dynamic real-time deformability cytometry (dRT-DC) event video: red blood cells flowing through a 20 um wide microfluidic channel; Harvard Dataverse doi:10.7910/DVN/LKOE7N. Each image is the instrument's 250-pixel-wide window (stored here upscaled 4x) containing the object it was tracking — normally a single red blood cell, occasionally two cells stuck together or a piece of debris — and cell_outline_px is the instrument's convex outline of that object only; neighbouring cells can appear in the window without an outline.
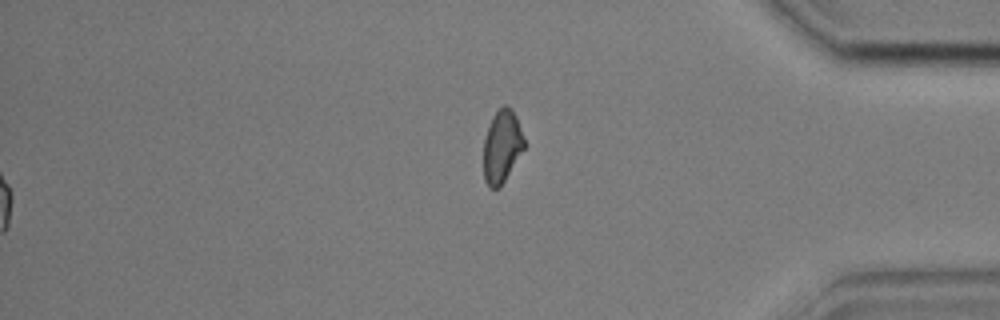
{"species": "common noctule bat (a hibernating species)", "species_latin": "Nyctalus noctula", "temperature_condition": "cold", "stored_images_in_passage": 56, "segment_of_instrument_passage": [2, 2], "camera_frame_rate_fps": 3000, "um_per_image_px": 0.085, "animal": {"sex": "male", "body_mass_g": 17.9, "forearm_length_mm": 54.2}, "frame": {"image": 1, "passage_image": 56, "time_ms": 18.333, "image_size_px": [1000, 320], "cell_outline_px": [[524, 148], [500, 188], [488, 188], [484, 180], [484, 140], [492, 116], [504, 104], [508, 104], [516, 116], [524, 140]], "centroid_in_image_um": [42.65, 12.46], "position_along_channel_um": 392.6, "area_um2": 17.05}}